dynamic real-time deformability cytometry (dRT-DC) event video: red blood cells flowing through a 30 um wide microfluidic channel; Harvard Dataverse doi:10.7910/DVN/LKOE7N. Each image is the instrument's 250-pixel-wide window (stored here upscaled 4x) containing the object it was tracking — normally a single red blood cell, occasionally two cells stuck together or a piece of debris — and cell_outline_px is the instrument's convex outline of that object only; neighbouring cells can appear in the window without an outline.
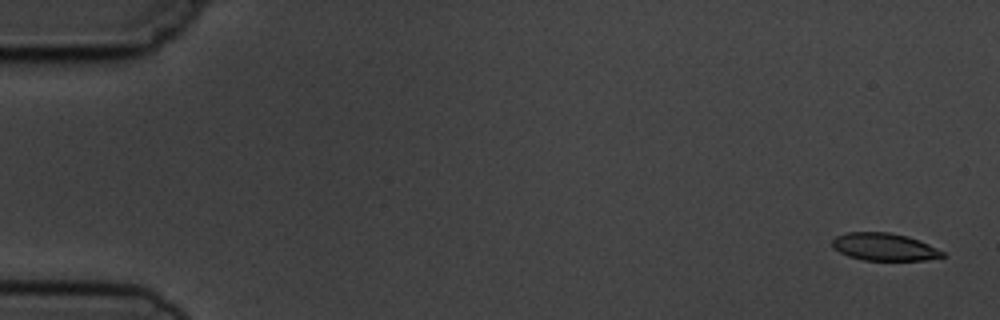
{"species": "common noctule bat (a hibernating species)", "species_latin": "Nyctalus noctula", "temperature_condition": "cold", "stored_images_in_passage": 5, "camera_frame_rate_fps": 3000, "um_per_image_px": 0.085, "animal": {"sex": "male", "body_mass_g": 19.5, "forearm_length_mm": 54.6}, "frame": {"image": 1, "passage_image": 1, "time_ms": 0.0, "image_size_px": [1000, 320], "cell_outline_px": [[948, 256], [924, 260], [864, 260], [848, 256], [832, 248], [832, 240], [836, 236], [848, 232], [888, 232], [908, 236], [928, 244], [944, 252]], "centroid_in_image_um": [75.16, 20.98], "position_along_channel_um": 9.8, "area_um2": 17.69}}
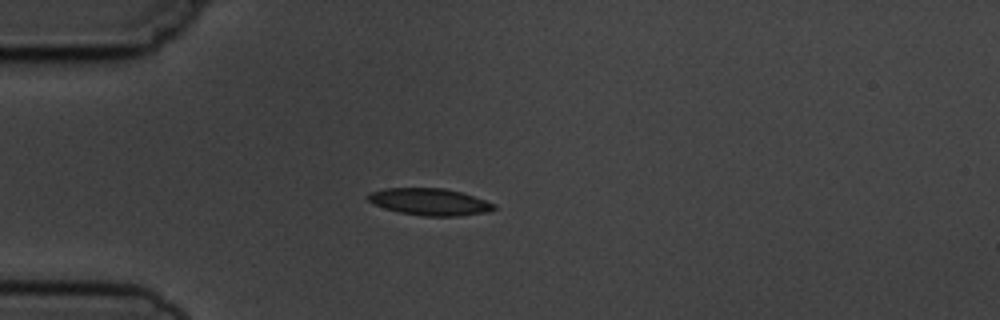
{"frame": {"image": 2, "passage_image": 5, "time_ms": 4.333, "image_size_px": [1000, 320], "cell_outline_px": [[496, 208], [488, 212], [460, 216], [424, 216], [400, 212], [384, 208], [368, 200], [368, 192], [384, 188], [444, 188], [460, 192], [496, 204]], "centroid_in_image_um": [36.53, 17.15], "position_along_channel_um": 48.5, "area_um2": 19.65}}